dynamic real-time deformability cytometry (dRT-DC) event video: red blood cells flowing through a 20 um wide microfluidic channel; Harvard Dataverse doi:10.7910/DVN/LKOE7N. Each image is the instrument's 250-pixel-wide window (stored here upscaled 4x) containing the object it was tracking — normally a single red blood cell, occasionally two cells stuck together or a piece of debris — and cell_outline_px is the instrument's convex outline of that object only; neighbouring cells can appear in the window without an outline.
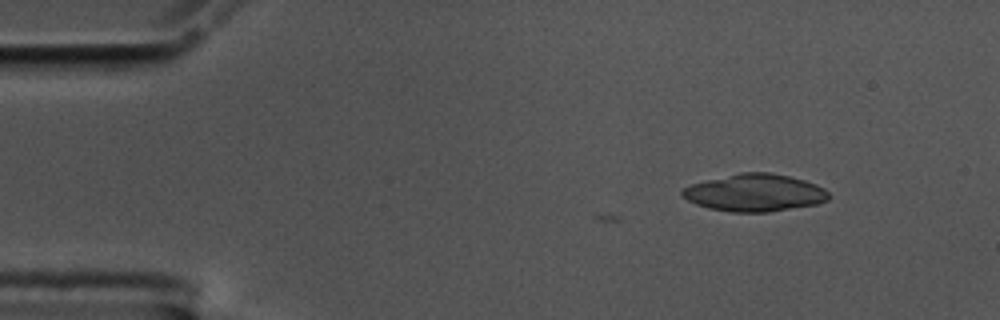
{"species": "common noctule bat (a hibernating species)", "species_latin": "Nyctalus noctula", "temperature_condition": "cold", "stored_images_in_passage": 6, "camera_frame_rate_fps": 3000, "um_per_image_px": 0.085, "animal": {"sex": "male", "body_mass_g": 17.5, "forearm_length_mm": 52.3}, "frame": {"image": 1, "passage_image": 1, "time_ms": 0.0, "image_size_px": [1000, 320], "cell_outline_px": [[828, 200], [816, 204], [768, 212], [732, 212], [708, 208], [696, 204], [680, 196], [680, 192], [684, 188], [692, 184], [740, 172], [768, 172], [788, 176], [804, 180], [816, 184], [824, 188], [828, 192]], "centroid_in_image_um": [64.14, 16.39], "position_along_channel_um": 20.9, "area_um2": 31.67}}